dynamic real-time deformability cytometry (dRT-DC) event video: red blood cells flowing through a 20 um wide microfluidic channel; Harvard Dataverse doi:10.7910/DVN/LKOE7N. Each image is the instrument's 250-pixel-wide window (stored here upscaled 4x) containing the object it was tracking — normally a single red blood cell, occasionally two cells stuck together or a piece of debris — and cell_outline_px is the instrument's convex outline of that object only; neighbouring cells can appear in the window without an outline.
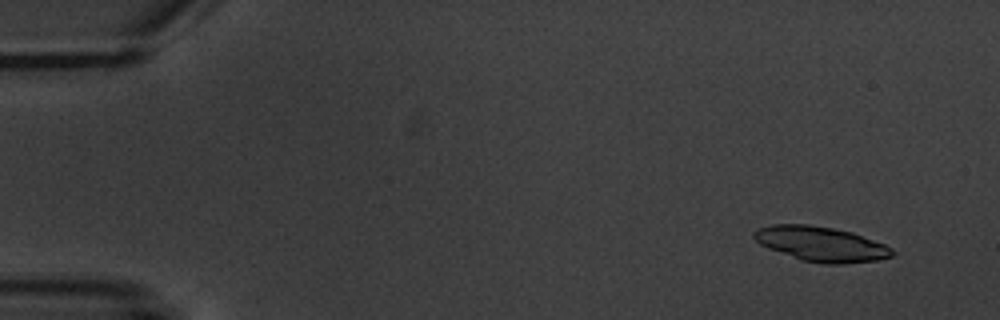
{"species": "common noctule bat (a hibernating species)", "species_latin": "Nyctalus noctula", "temperature_condition": "warm", "stored_images_in_passage": 8, "camera_frame_rate_fps": 3000, "um_per_image_px": 0.085, "animal": {"sex": "male", "body_mass_g": 20.1, "forearm_length_mm": 53.5}, "frame": {"image": 1, "passage_image": 2, "time_ms": 1.333, "image_size_px": [1000, 320], "cell_outline_px": [[896, 252], [892, 256], [876, 260], [840, 264], [824, 264], [800, 260], [768, 248], [760, 244], [752, 236], [752, 232], [760, 228], [772, 224], [808, 224], [832, 228], [852, 232], [884, 244], [892, 248]], "centroid_in_image_um": [69.78, 20.74], "position_along_channel_um": 15.2, "area_um2": 28.03}}